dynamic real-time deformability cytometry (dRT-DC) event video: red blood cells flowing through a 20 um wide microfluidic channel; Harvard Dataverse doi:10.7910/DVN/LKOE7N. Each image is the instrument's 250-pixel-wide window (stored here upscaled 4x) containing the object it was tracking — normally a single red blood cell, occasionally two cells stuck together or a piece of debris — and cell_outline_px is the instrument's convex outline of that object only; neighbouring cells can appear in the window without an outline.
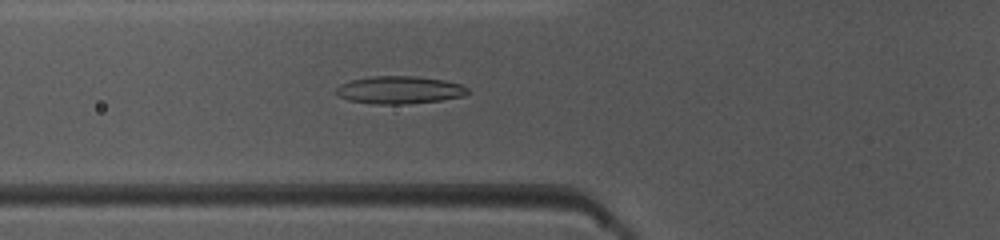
{"species": "common noctule bat (a hibernating species)", "species_latin": "Nyctalus noctula", "temperature_condition": "warm", "stored_images_in_passage": 49, "camera_frame_rate_fps": 3000, "um_per_image_px": 0.085, "animal": {"sex": "female", "body_mass_g": 10.0, "forearm_length_mm": 53.1}, "frame": {"image": 1, "passage_image": 18, "time_ms": 5.667, "image_size_px": [1000, 240], "cell_outline_px": [[472, 92], [464, 96], [440, 100], [408, 104], [376, 104], [348, 100], [340, 96], [336, 92], [336, 88], [340, 84], [352, 80], [372, 76], [416, 76], [444, 80], [460, 84], [468, 88]], "centroid_in_image_um": [33.99, 7.64], "position_along_channel_um": 91.8, "area_um2": 21.21}}
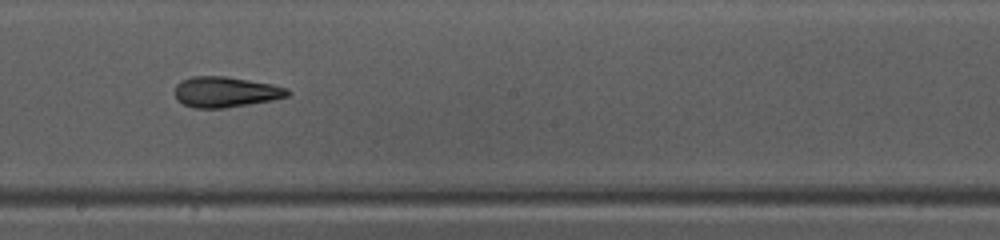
{"frame": {"image": 2, "passage_image": 28, "time_ms": 9.0, "image_size_px": [1000, 240], "cell_outline_px": [[292, 92], [288, 96], [272, 100], [224, 108], [192, 108], [176, 100], [176, 84], [180, 80], [192, 76], [224, 76], [272, 84], [288, 88]], "centroid_in_image_um": [19.17, 7.81], "position_along_channel_um": 229.0, "area_um2": 20.11}}
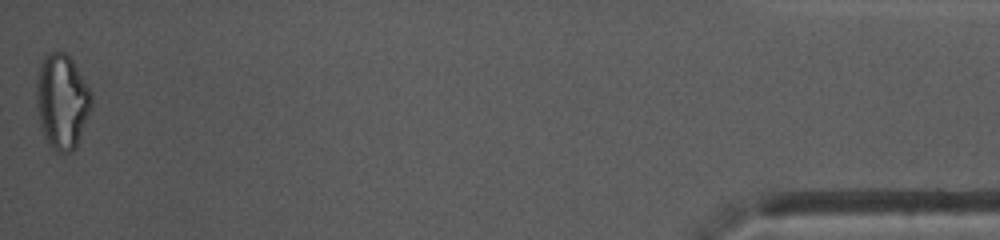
{"frame": {"image": 3, "passage_image": 49, "time_ms": 16.0, "image_size_px": [1000, 240], "cell_outline_px": [[92, 108], [76, 148], [72, 152], [56, 152], [52, 148], [44, 136], [40, 124], [36, 104], [36, 76], [40, 64], [44, 56], [48, 52], [64, 52], [72, 60], [92, 92]], "centroid_in_image_um": [5.27, 8.63], "position_along_channel_um": 429.9, "area_um2": 30.75}, "authors_computed_cell_mechanics": {"area_um2": 21.097, "velocity_mm_per_s": 4.0839, "shape_relaxation_time_tau1_ms": null, "shape_relaxation_time_tau2_ms": 3.3173, "deformation_change_tau1": null, "deformation_change_tau2": 0.1318}}